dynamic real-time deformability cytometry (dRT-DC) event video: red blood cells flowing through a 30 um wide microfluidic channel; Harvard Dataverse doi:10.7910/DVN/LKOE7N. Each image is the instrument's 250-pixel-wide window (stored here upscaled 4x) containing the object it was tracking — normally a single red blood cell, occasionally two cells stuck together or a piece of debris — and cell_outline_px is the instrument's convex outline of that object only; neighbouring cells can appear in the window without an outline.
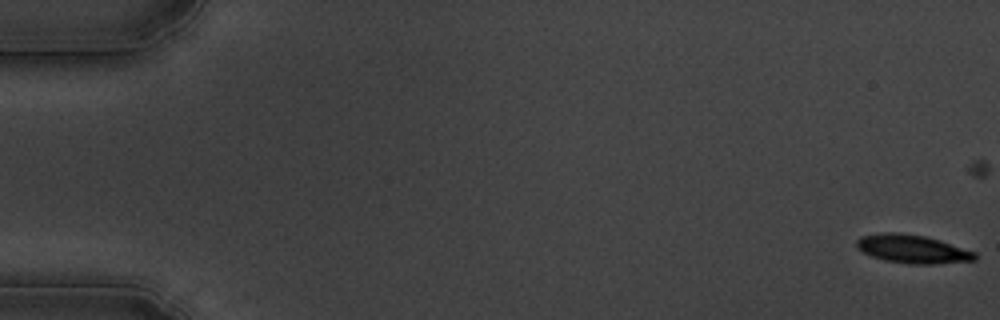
{"species": "common noctule bat (a hibernating species)", "species_latin": "Nyctalus noctula", "temperature_condition": "cold", "stored_images_in_passage": 44, "camera_frame_rate_fps": 3000, "um_per_image_px": 0.085, "animal": {"sex": "male", "body_mass_g": 19.5, "forearm_length_mm": 54.6}, "frame": {"image": 1, "passage_image": 1, "time_ms": 0.0, "image_size_px": [1000, 320], "cell_outline_px": [[976, 260], [932, 264], [912, 264], [884, 260], [872, 256], [856, 248], [856, 240], [860, 236], [880, 232], [900, 232], [924, 236], [940, 240], [976, 252]], "centroid_in_image_um": [77.53, 21.15], "position_along_channel_um": 7.5, "area_um2": 19.65}}
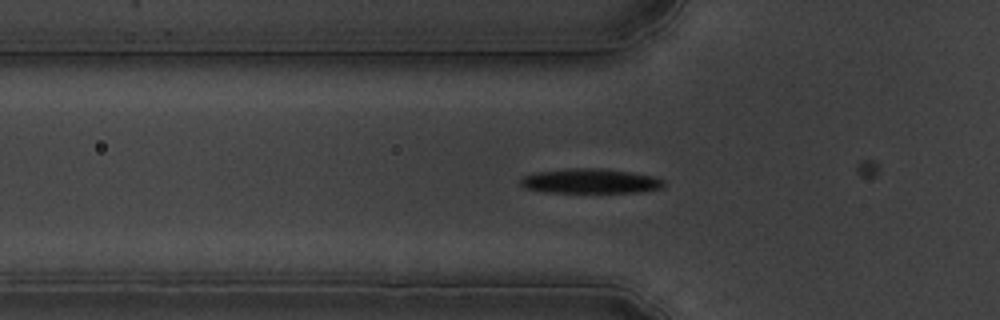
{"frame": {"image": 2, "passage_image": 19, "time_ms": 6.0, "image_size_px": [1000, 320], "cell_outline_px": [[664, 188], [640, 192], [548, 192], [524, 188], [520, 184], [520, 180], [524, 176], [536, 172], [568, 168], [600, 168], [632, 172], [652, 176], [664, 180]], "centroid_in_image_um": [50.19, 15.39], "position_along_channel_um": 75.6, "area_um2": 20.63}}
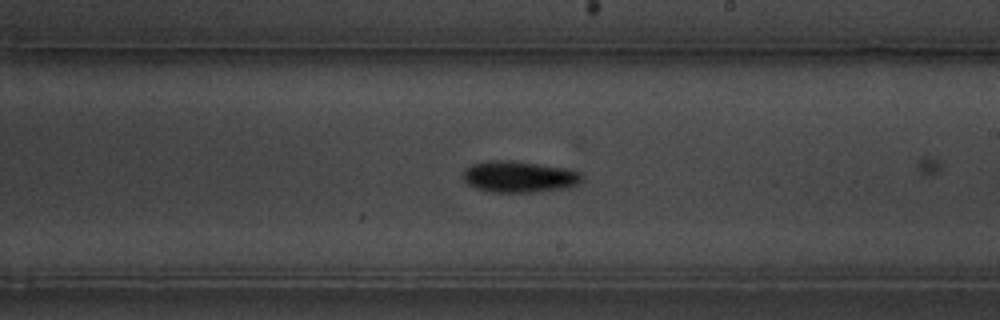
{"frame": {"image": 3, "passage_image": 33, "time_ms": 10.667, "image_size_px": [1000, 320], "cell_outline_px": [[584, 180], [580, 184], [568, 188], [536, 192], [492, 192], [476, 188], [468, 184], [464, 180], [464, 168], [472, 164], [492, 160], [512, 160], [568, 168], [584, 172]], "centroid_in_image_um": [44.22, 15.02], "position_along_channel_um": 244.8, "area_um2": 22.2}}